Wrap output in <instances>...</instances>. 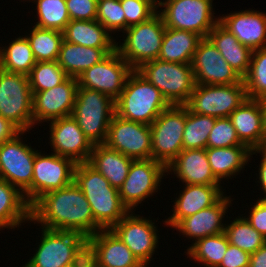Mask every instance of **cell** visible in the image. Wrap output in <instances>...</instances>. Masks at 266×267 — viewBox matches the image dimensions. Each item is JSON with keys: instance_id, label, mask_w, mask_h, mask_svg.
I'll return each mask as SVG.
<instances>
[{"instance_id": "obj_17", "label": "cell", "mask_w": 266, "mask_h": 267, "mask_svg": "<svg viewBox=\"0 0 266 267\" xmlns=\"http://www.w3.org/2000/svg\"><path fill=\"white\" fill-rule=\"evenodd\" d=\"M131 66L115 50L101 62L94 64L78 77L79 87L96 90L111 97L114 101L124 89Z\"/></svg>"}, {"instance_id": "obj_53", "label": "cell", "mask_w": 266, "mask_h": 267, "mask_svg": "<svg viewBox=\"0 0 266 267\" xmlns=\"http://www.w3.org/2000/svg\"><path fill=\"white\" fill-rule=\"evenodd\" d=\"M24 1H25V2H28V1H29V3H30V2H32L33 0H23V1L21 0V2H23V3H24Z\"/></svg>"}, {"instance_id": "obj_28", "label": "cell", "mask_w": 266, "mask_h": 267, "mask_svg": "<svg viewBox=\"0 0 266 267\" xmlns=\"http://www.w3.org/2000/svg\"><path fill=\"white\" fill-rule=\"evenodd\" d=\"M206 154L212 173L220 182L236 178L252 160L248 146L206 148Z\"/></svg>"}, {"instance_id": "obj_42", "label": "cell", "mask_w": 266, "mask_h": 267, "mask_svg": "<svg viewBox=\"0 0 266 267\" xmlns=\"http://www.w3.org/2000/svg\"><path fill=\"white\" fill-rule=\"evenodd\" d=\"M96 20L111 34L126 30L125 13L120 0H97Z\"/></svg>"}, {"instance_id": "obj_34", "label": "cell", "mask_w": 266, "mask_h": 267, "mask_svg": "<svg viewBox=\"0 0 266 267\" xmlns=\"http://www.w3.org/2000/svg\"><path fill=\"white\" fill-rule=\"evenodd\" d=\"M0 68L11 73L29 75L37 63L26 36H17L6 46L0 45Z\"/></svg>"}, {"instance_id": "obj_25", "label": "cell", "mask_w": 266, "mask_h": 267, "mask_svg": "<svg viewBox=\"0 0 266 267\" xmlns=\"http://www.w3.org/2000/svg\"><path fill=\"white\" fill-rule=\"evenodd\" d=\"M166 173L175 175L186 185L222 186L212 173L206 149H183L166 167Z\"/></svg>"}, {"instance_id": "obj_39", "label": "cell", "mask_w": 266, "mask_h": 267, "mask_svg": "<svg viewBox=\"0 0 266 267\" xmlns=\"http://www.w3.org/2000/svg\"><path fill=\"white\" fill-rule=\"evenodd\" d=\"M32 3L36 4L35 26L63 31L70 22L66 0H33Z\"/></svg>"}, {"instance_id": "obj_13", "label": "cell", "mask_w": 266, "mask_h": 267, "mask_svg": "<svg viewBox=\"0 0 266 267\" xmlns=\"http://www.w3.org/2000/svg\"><path fill=\"white\" fill-rule=\"evenodd\" d=\"M167 175L166 167L153 159L133 160L128 176L119 188V196L129 212L136 211L145 199L160 191L162 179ZM159 190V191H158Z\"/></svg>"}, {"instance_id": "obj_30", "label": "cell", "mask_w": 266, "mask_h": 267, "mask_svg": "<svg viewBox=\"0 0 266 267\" xmlns=\"http://www.w3.org/2000/svg\"><path fill=\"white\" fill-rule=\"evenodd\" d=\"M63 32L67 42L85 47L116 49V39L97 20H70Z\"/></svg>"}, {"instance_id": "obj_24", "label": "cell", "mask_w": 266, "mask_h": 267, "mask_svg": "<svg viewBox=\"0 0 266 267\" xmlns=\"http://www.w3.org/2000/svg\"><path fill=\"white\" fill-rule=\"evenodd\" d=\"M183 190H180L178 197L176 196L173 208V213L163 222L171 229L181 220L189 217L200 210L209 208L216 204L225 194L222 186L212 185H184ZM224 191V192H223Z\"/></svg>"}, {"instance_id": "obj_22", "label": "cell", "mask_w": 266, "mask_h": 267, "mask_svg": "<svg viewBox=\"0 0 266 267\" xmlns=\"http://www.w3.org/2000/svg\"><path fill=\"white\" fill-rule=\"evenodd\" d=\"M87 250L97 267H141L132 251L111 230L101 229L87 239Z\"/></svg>"}, {"instance_id": "obj_4", "label": "cell", "mask_w": 266, "mask_h": 267, "mask_svg": "<svg viewBox=\"0 0 266 267\" xmlns=\"http://www.w3.org/2000/svg\"><path fill=\"white\" fill-rule=\"evenodd\" d=\"M136 71L153 84L170 105H185L195 87L191 64L155 59Z\"/></svg>"}, {"instance_id": "obj_51", "label": "cell", "mask_w": 266, "mask_h": 267, "mask_svg": "<svg viewBox=\"0 0 266 267\" xmlns=\"http://www.w3.org/2000/svg\"><path fill=\"white\" fill-rule=\"evenodd\" d=\"M91 263L92 259L88 250H86L76 261L64 265L63 267H90Z\"/></svg>"}, {"instance_id": "obj_32", "label": "cell", "mask_w": 266, "mask_h": 267, "mask_svg": "<svg viewBox=\"0 0 266 267\" xmlns=\"http://www.w3.org/2000/svg\"><path fill=\"white\" fill-rule=\"evenodd\" d=\"M201 39L202 37L195 32L166 27L158 59L191 64Z\"/></svg>"}, {"instance_id": "obj_1", "label": "cell", "mask_w": 266, "mask_h": 267, "mask_svg": "<svg viewBox=\"0 0 266 267\" xmlns=\"http://www.w3.org/2000/svg\"><path fill=\"white\" fill-rule=\"evenodd\" d=\"M31 222L46 229L77 232L87 239L101 230L88 200L74 181L42 195L30 207Z\"/></svg>"}, {"instance_id": "obj_27", "label": "cell", "mask_w": 266, "mask_h": 267, "mask_svg": "<svg viewBox=\"0 0 266 267\" xmlns=\"http://www.w3.org/2000/svg\"><path fill=\"white\" fill-rule=\"evenodd\" d=\"M133 160L105 144H98L94 145L87 163L101 173L112 187L119 190L128 176Z\"/></svg>"}, {"instance_id": "obj_20", "label": "cell", "mask_w": 266, "mask_h": 267, "mask_svg": "<svg viewBox=\"0 0 266 267\" xmlns=\"http://www.w3.org/2000/svg\"><path fill=\"white\" fill-rule=\"evenodd\" d=\"M47 123L50 129L48 144L52 147L53 153L71 158L75 163L88 162L94 145L72 116L54 119Z\"/></svg>"}, {"instance_id": "obj_2", "label": "cell", "mask_w": 266, "mask_h": 267, "mask_svg": "<svg viewBox=\"0 0 266 267\" xmlns=\"http://www.w3.org/2000/svg\"><path fill=\"white\" fill-rule=\"evenodd\" d=\"M73 181L88 200L94 221L101 229H111L129 212L118 189L87 162L76 163Z\"/></svg>"}, {"instance_id": "obj_7", "label": "cell", "mask_w": 266, "mask_h": 267, "mask_svg": "<svg viewBox=\"0 0 266 267\" xmlns=\"http://www.w3.org/2000/svg\"><path fill=\"white\" fill-rule=\"evenodd\" d=\"M41 237L33 256L22 267H63L87 250V238L77 232L40 227Z\"/></svg>"}, {"instance_id": "obj_11", "label": "cell", "mask_w": 266, "mask_h": 267, "mask_svg": "<svg viewBox=\"0 0 266 267\" xmlns=\"http://www.w3.org/2000/svg\"><path fill=\"white\" fill-rule=\"evenodd\" d=\"M186 106L170 105L150 125L152 159L167 167L183 150Z\"/></svg>"}, {"instance_id": "obj_50", "label": "cell", "mask_w": 266, "mask_h": 267, "mask_svg": "<svg viewBox=\"0 0 266 267\" xmlns=\"http://www.w3.org/2000/svg\"><path fill=\"white\" fill-rule=\"evenodd\" d=\"M249 267H266V243L251 254Z\"/></svg>"}, {"instance_id": "obj_41", "label": "cell", "mask_w": 266, "mask_h": 267, "mask_svg": "<svg viewBox=\"0 0 266 267\" xmlns=\"http://www.w3.org/2000/svg\"><path fill=\"white\" fill-rule=\"evenodd\" d=\"M68 77L57 61L37 62L28 75L32 94L51 89L63 83Z\"/></svg>"}, {"instance_id": "obj_49", "label": "cell", "mask_w": 266, "mask_h": 267, "mask_svg": "<svg viewBox=\"0 0 266 267\" xmlns=\"http://www.w3.org/2000/svg\"><path fill=\"white\" fill-rule=\"evenodd\" d=\"M21 130L10 120L0 115V144L13 139Z\"/></svg>"}, {"instance_id": "obj_21", "label": "cell", "mask_w": 266, "mask_h": 267, "mask_svg": "<svg viewBox=\"0 0 266 267\" xmlns=\"http://www.w3.org/2000/svg\"><path fill=\"white\" fill-rule=\"evenodd\" d=\"M231 195L226 194L213 206L200 210L197 213L181 219L173 228L182 237L192 240V244L207 236H213L225 231L228 210L232 207ZM229 207V208H228ZM226 216V217H225ZM225 220V223H224ZM185 235V236H184Z\"/></svg>"}, {"instance_id": "obj_10", "label": "cell", "mask_w": 266, "mask_h": 267, "mask_svg": "<svg viewBox=\"0 0 266 267\" xmlns=\"http://www.w3.org/2000/svg\"><path fill=\"white\" fill-rule=\"evenodd\" d=\"M33 94L27 75L0 68V115L21 131L33 128Z\"/></svg>"}, {"instance_id": "obj_29", "label": "cell", "mask_w": 266, "mask_h": 267, "mask_svg": "<svg viewBox=\"0 0 266 267\" xmlns=\"http://www.w3.org/2000/svg\"><path fill=\"white\" fill-rule=\"evenodd\" d=\"M115 50L85 47L63 40L57 63L69 77L77 78L85 70L101 62Z\"/></svg>"}, {"instance_id": "obj_5", "label": "cell", "mask_w": 266, "mask_h": 267, "mask_svg": "<svg viewBox=\"0 0 266 267\" xmlns=\"http://www.w3.org/2000/svg\"><path fill=\"white\" fill-rule=\"evenodd\" d=\"M115 114V101L96 90L78 87L71 116L93 145L104 144Z\"/></svg>"}, {"instance_id": "obj_26", "label": "cell", "mask_w": 266, "mask_h": 267, "mask_svg": "<svg viewBox=\"0 0 266 267\" xmlns=\"http://www.w3.org/2000/svg\"><path fill=\"white\" fill-rule=\"evenodd\" d=\"M229 119L239 140L251 150L263 147V121L260 100L246 99Z\"/></svg>"}, {"instance_id": "obj_3", "label": "cell", "mask_w": 266, "mask_h": 267, "mask_svg": "<svg viewBox=\"0 0 266 267\" xmlns=\"http://www.w3.org/2000/svg\"><path fill=\"white\" fill-rule=\"evenodd\" d=\"M169 106L161 92L133 70L115 100V114L126 120L151 125Z\"/></svg>"}, {"instance_id": "obj_47", "label": "cell", "mask_w": 266, "mask_h": 267, "mask_svg": "<svg viewBox=\"0 0 266 267\" xmlns=\"http://www.w3.org/2000/svg\"><path fill=\"white\" fill-rule=\"evenodd\" d=\"M250 257V253L229 244L218 267H249Z\"/></svg>"}, {"instance_id": "obj_36", "label": "cell", "mask_w": 266, "mask_h": 267, "mask_svg": "<svg viewBox=\"0 0 266 267\" xmlns=\"http://www.w3.org/2000/svg\"><path fill=\"white\" fill-rule=\"evenodd\" d=\"M30 29V33L28 32L25 36L30 43L36 61H57L64 40L63 32L40 28L35 25Z\"/></svg>"}, {"instance_id": "obj_14", "label": "cell", "mask_w": 266, "mask_h": 267, "mask_svg": "<svg viewBox=\"0 0 266 267\" xmlns=\"http://www.w3.org/2000/svg\"><path fill=\"white\" fill-rule=\"evenodd\" d=\"M40 151V152H39ZM37 150L33 164L31 206L44 194L62 189L74 180L76 163L68 157Z\"/></svg>"}, {"instance_id": "obj_38", "label": "cell", "mask_w": 266, "mask_h": 267, "mask_svg": "<svg viewBox=\"0 0 266 267\" xmlns=\"http://www.w3.org/2000/svg\"><path fill=\"white\" fill-rule=\"evenodd\" d=\"M215 117L195 114L186 107V124L183 132V149H206Z\"/></svg>"}, {"instance_id": "obj_35", "label": "cell", "mask_w": 266, "mask_h": 267, "mask_svg": "<svg viewBox=\"0 0 266 267\" xmlns=\"http://www.w3.org/2000/svg\"><path fill=\"white\" fill-rule=\"evenodd\" d=\"M229 245L225 232L207 236L191 244L185 251L187 258L197 261L200 267H218ZM200 263L202 265H200Z\"/></svg>"}, {"instance_id": "obj_33", "label": "cell", "mask_w": 266, "mask_h": 267, "mask_svg": "<svg viewBox=\"0 0 266 267\" xmlns=\"http://www.w3.org/2000/svg\"><path fill=\"white\" fill-rule=\"evenodd\" d=\"M30 222V205L13 185L0 179V231L21 227ZM24 223V224H23Z\"/></svg>"}, {"instance_id": "obj_15", "label": "cell", "mask_w": 266, "mask_h": 267, "mask_svg": "<svg viewBox=\"0 0 266 267\" xmlns=\"http://www.w3.org/2000/svg\"><path fill=\"white\" fill-rule=\"evenodd\" d=\"M157 228L155 219L152 220L150 217L148 219L133 211L128 212L111 230L132 251L142 265H150L154 260L153 255L159 247L158 232L160 231Z\"/></svg>"}, {"instance_id": "obj_23", "label": "cell", "mask_w": 266, "mask_h": 267, "mask_svg": "<svg viewBox=\"0 0 266 267\" xmlns=\"http://www.w3.org/2000/svg\"><path fill=\"white\" fill-rule=\"evenodd\" d=\"M219 23L252 51L266 47V13L252 9L219 15Z\"/></svg>"}, {"instance_id": "obj_37", "label": "cell", "mask_w": 266, "mask_h": 267, "mask_svg": "<svg viewBox=\"0 0 266 267\" xmlns=\"http://www.w3.org/2000/svg\"><path fill=\"white\" fill-rule=\"evenodd\" d=\"M241 214L226 223L225 234L229 244L250 254L255 253L266 243V238L255 230Z\"/></svg>"}, {"instance_id": "obj_40", "label": "cell", "mask_w": 266, "mask_h": 267, "mask_svg": "<svg viewBox=\"0 0 266 267\" xmlns=\"http://www.w3.org/2000/svg\"><path fill=\"white\" fill-rule=\"evenodd\" d=\"M242 80L248 99L266 98V47L252 52L248 72Z\"/></svg>"}, {"instance_id": "obj_43", "label": "cell", "mask_w": 266, "mask_h": 267, "mask_svg": "<svg viewBox=\"0 0 266 267\" xmlns=\"http://www.w3.org/2000/svg\"><path fill=\"white\" fill-rule=\"evenodd\" d=\"M233 146H247L243 144L236 133L229 117L216 118L207 141V148H224Z\"/></svg>"}, {"instance_id": "obj_6", "label": "cell", "mask_w": 266, "mask_h": 267, "mask_svg": "<svg viewBox=\"0 0 266 267\" xmlns=\"http://www.w3.org/2000/svg\"><path fill=\"white\" fill-rule=\"evenodd\" d=\"M165 29L162 16L157 12L149 20L128 27L122 34L123 42H116V50L136 70L158 59Z\"/></svg>"}, {"instance_id": "obj_9", "label": "cell", "mask_w": 266, "mask_h": 267, "mask_svg": "<svg viewBox=\"0 0 266 267\" xmlns=\"http://www.w3.org/2000/svg\"><path fill=\"white\" fill-rule=\"evenodd\" d=\"M26 131L0 144V179L16 187L31 207L33 164L37 150L23 141ZM22 136V137H21Z\"/></svg>"}, {"instance_id": "obj_12", "label": "cell", "mask_w": 266, "mask_h": 267, "mask_svg": "<svg viewBox=\"0 0 266 267\" xmlns=\"http://www.w3.org/2000/svg\"><path fill=\"white\" fill-rule=\"evenodd\" d=\"M247 99L243 80L229 85L195 84L185 106L195 114L229 117Z\"/></svg>"}, {"instance_id": "obj_19", "label": "cell", "mask_w": 266, "mask_h": 267, "mask_svg": "<svg viewBox=\"0 0 266 267\" xmlns=\"http://www.w3.org/2000/svg\"><path fill=\"white\" fill-rule=\"evenodd\" d=\"M78 87L77 78L68 77L51 89L33 93V128L43 122L71 116Z\"/></svg>"}, {"instance_id": "obj_44", "label": "cell", "mask_w": 266, "mask_h": 267, "mask_svg": "<svg viewBox=\"0 0 266 267\" xmlns=\"http://www.w3.org/2000/svg\"><path fill=\"white\" fill-rule=\"evenodd\" d=\"M126 19V29L154 16L158 7L154 0H120Z\"/></svg>"}, {"instance_id": "obj_18", "label": "cell", "mask_w": 266, "mask_h": 267, "mask_svg": "<svg viewBox=\"0 0 266 267\" xmlns=\"http://www.w3.org/2000/svg\"><path fill=\"white\" fill-rule=\"evenodd\" d=\"M191 65L195 84L229 85L242 81L208 37L199 41Z\"/></svg>"}, {"instance_id": "obj_52", "label": "cell", "mask_w": 266, "mask_h": 267, "mask_svg": "<svg viewBox=\"0 0 266 267\" xmlns=\"http://www.w3.org/2000/svg\"><path fill=\"white\" fill-rule=\"evenodd\" d=\"M157 7L163 2V1H166V0H154Z\"/></svg>"}, {"instance_id": "obj_48", "label": "cell", "mask_w": 266, "mask_h": 267, "mask_svg": "<svg viewBox=\"0 0 266 267\" xmlns=\"http://www.w3.org/2000/svg\"><path fill=\"white\" fill-rule=\"evenodd\" d=\"M259 154L261 155V159H260V164L258 168V173H255L257 179H259L257 182L259 183L260 187L259 189L261 190V192H263V197L260 196V199H266V148L264 147H261V148H256V149H252L251 150V157L253 158L252 155H255V154ZM265 194V195H264Z\"/></svg>"}, {"instance_id": "obj_8", "label": "cell", "mask_w": 266, "mask_h": 267, "mask_svg": "<svg viewBox=\"0 0 266 267\" xmlns=\"http://www.w3.org/2000/svg\"><path fill=\"white\" fill-rule=\"evenodd\" d=\"M213 1L166 0L158 6L157 12L162 16L165 27L192 31L206 38L219 22V16L214 15Z\"/></svg>"}, {"instance_id": "obj_46", "label": "cell", "mask_w": 266, "mask_h": 267, "mask_svg": "<svg viewBox=\"0 0 266 267\" xmlns=\"http://www.w3.org/2000/svg\"><path fill=\"white\" fill-rule=\"evenodd\" d=\"M251 203L248 215L243 217L266 238V199L257 198L255 203Z\"/></svg>"}, {"instance_id": "obj_31", "label": "cell", "mask_w": 266, "mask_h": 267, "mask_svg": "<svg viewBox=\"0 0 266 267\" xmlns=\"http://www.w3.org/2000/svg\"><path fill=\"white\" fill-rule=\"evenodd\" d=\"M208 38L227 63L243 78L248 72L253 51L241 44L219 22L209 32Z\"/></svg>"}, {"instance_id": "obj_54", "label": "cell", "mask_w": 266, "mask_h": 267, "mask_svg": "<svg viewBox=\"0 0 266 267\" xmlns=\"http://www.w3.org/2000/svg\"><path fill=\"white\" fill-rule=\"evenodd\" d=\"M90 267H97L96 265H94L93 263H91Z\"/></svg>"}, {"instance_id": "obj_16", "label": "cell", "mask_w": 266, "mask_h": 267, "mask_svg": "<svg viewBox=\"0 0 266 267\" xmlns=\"http://www.w3.org/2000/svg\"><path fill=\"white\" fill-rule=\"evenodd\" d=\"M104 144L134 160L152 159L150 125L126 120L116 114L112 117Z\"/></svg>"}, {"instance_id": "obj_55", "label": "cell", "mask_w": 266, "mask_h": 267, "mask_svg": "<svg viewBox=\"0 0 266 267\" xmlns=\"http://www.w3.org/2000/svg\"><path fill=\"white\" fill-rule=\"evenodd\" d=\"M141 267H149L148 264L142 265Z\"/></svg>"}, {"instance_id": "obj_45", "label": "cell", "mask_w": 266, "mask_h": 267, "mask_svg": "<svg viewBox=\"0 0 266 267\" xmlns=\"http://www.w3.org/2000/svg\"><path fill=\"white\" fill-rule=\"evenodd\" d=\"M70 20H96L97 0H66Z\"/></svg>"}]
</instances>
